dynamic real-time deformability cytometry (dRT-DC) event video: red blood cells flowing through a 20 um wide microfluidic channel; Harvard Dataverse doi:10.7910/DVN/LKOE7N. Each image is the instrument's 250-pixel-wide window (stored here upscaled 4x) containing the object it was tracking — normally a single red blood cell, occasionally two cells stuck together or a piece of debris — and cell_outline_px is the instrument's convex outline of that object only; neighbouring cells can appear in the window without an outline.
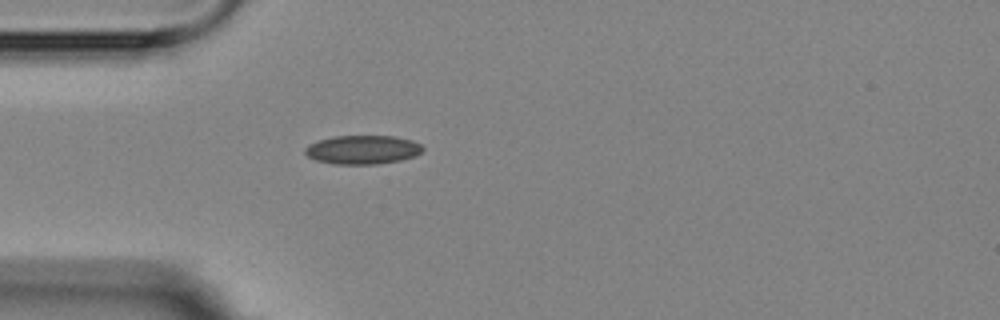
{"species": "Egyptian fruit bat (a non-hibernating species)", "species_latin": "Rousettus aegyptiacus", "temperature_condition": "room temperature", "stored_images_in_passage": 1, "camera_frame_rate_fps": 3000, "um_per_image_px": 0.085, "animal": {"sex": "female"}, "frame": {"image": 1, "passage_image": 1, "time_ms": 0.0, "image_size_px": [1000, 320], "cell_outline_px": [[424, 148], [416, 156], [400, 160], [376, 164], [332, 164], [316, 160], [308, 156], [304, 152], [304, 148], [308, 144], [332, 136], [392, 136], [412, 140], [420, 144]], "centroid_in_image_um": [30.8, 12.72], "position_along_channel_um": 54.2, "area_um2": 19.77}}